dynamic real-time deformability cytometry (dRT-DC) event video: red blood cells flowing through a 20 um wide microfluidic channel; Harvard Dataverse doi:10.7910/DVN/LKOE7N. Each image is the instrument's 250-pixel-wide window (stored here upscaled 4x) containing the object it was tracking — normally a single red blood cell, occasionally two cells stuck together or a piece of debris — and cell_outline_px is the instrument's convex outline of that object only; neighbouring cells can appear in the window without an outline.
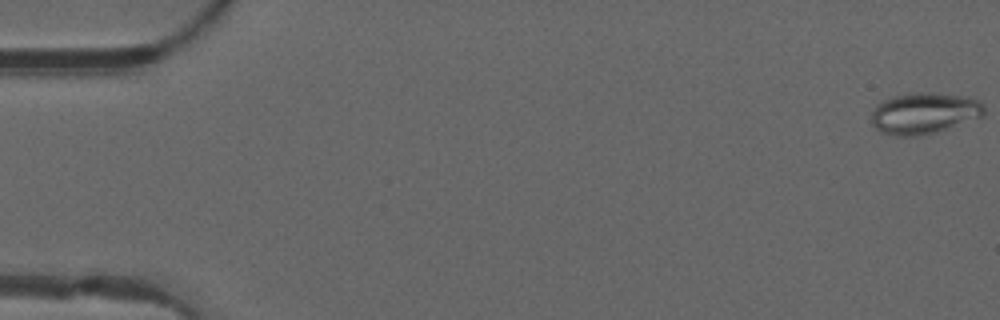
{"species": "common noctule bat (a hibernating species)", "species_latin": "Nyctalus noctula", "temperature_condition": "warm", "stored_images_in_passage": 12, "camera_frame_rate_fps": 3000, "um_per_image_px": 0.085, "animal": {"sex": "male", "forearm_length_mm": 52.5}, "frame": {"image": 1, "passage_image": 1, "time_ms": 0.0, "image_size_px": [1000, 320], "cell_outline_px": [[984, 116], [936, 132], [920, 136], [896, 136], [880, 132], [872, 124], [872, 112], [876, 104], [892, 96], [916, 92], [932, 92], [968, 96], [980, 100], [984, 104]], "centroid_in_image_um": [78.57, 9.61], "position_along_channel_um": 6.4, "area_um2": 27.46}}